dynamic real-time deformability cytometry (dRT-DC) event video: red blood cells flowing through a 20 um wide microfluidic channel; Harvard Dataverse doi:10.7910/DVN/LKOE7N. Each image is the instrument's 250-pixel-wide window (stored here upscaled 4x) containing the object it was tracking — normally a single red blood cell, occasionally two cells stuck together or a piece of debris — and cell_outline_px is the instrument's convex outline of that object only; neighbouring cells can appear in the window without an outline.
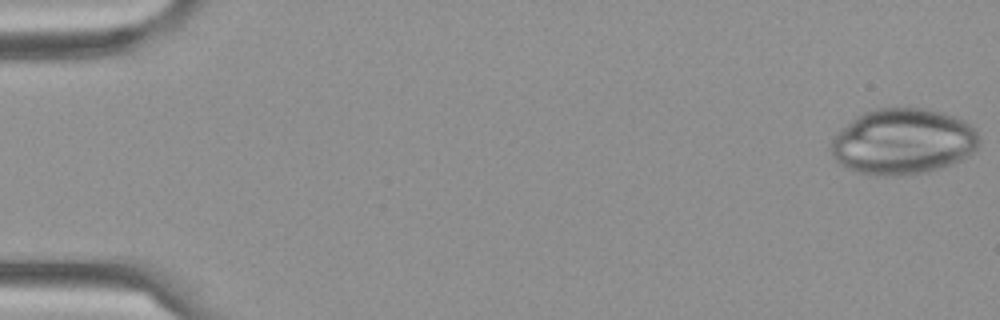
{"species": "Egyptian fruit bat (a non-hibernating species)", "species_latin": "Rousettus aegyptiacus", "temperature_condition": "cold", "stored_images_in_passage": 5, "camera_frame_rate_fps": 3000, "um_per_image_px": 0.085, "frame": {"image": 1, "passage_image": 1, "time_ms": 0.0, "image_size_px": [1000, 320], "cell_outline_px": [[980, 140], [976, 148], [960, 160], [952, 164], [928, 172], [900, 176], [880, 176], [856, 172], [840, 164], [836, 160], [832, 152], [832, 140], [856, 116], [864, 112], [876, 108], [928, 108], [956, 116], [964, 120], [976, 128], [980, 136]], "centroid_in_image_um": [76.8, 12.03], "position_along_channel_um": 8.2, "area_um2": 56.93}}
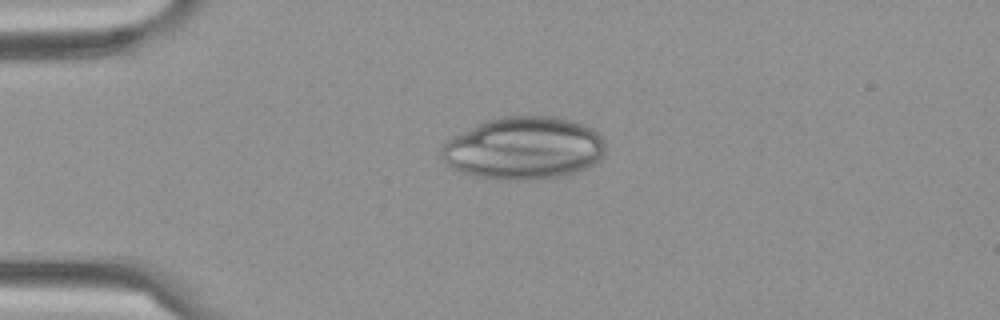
{"frame": {"image": 2, "passage_image": 5, "time_ms": 1.333, "image_size_px": [1000, 320], "cell_outline_px": [[604, 152], [600, 160], [576, 172], [556, 176], [528, 180], [500, 180], [480, 176], [464, 172], [448, 164], [444, 160], [440, 152], [444, 144], [452, 136], [484, 120], [504, 116], [552, 116], [572, 120], [592, 128], [604, 140]], "centroid_in_image_um": [44.52, 12.57], "position_along_channel_um": 40.5, "area_um2": 59.48}}